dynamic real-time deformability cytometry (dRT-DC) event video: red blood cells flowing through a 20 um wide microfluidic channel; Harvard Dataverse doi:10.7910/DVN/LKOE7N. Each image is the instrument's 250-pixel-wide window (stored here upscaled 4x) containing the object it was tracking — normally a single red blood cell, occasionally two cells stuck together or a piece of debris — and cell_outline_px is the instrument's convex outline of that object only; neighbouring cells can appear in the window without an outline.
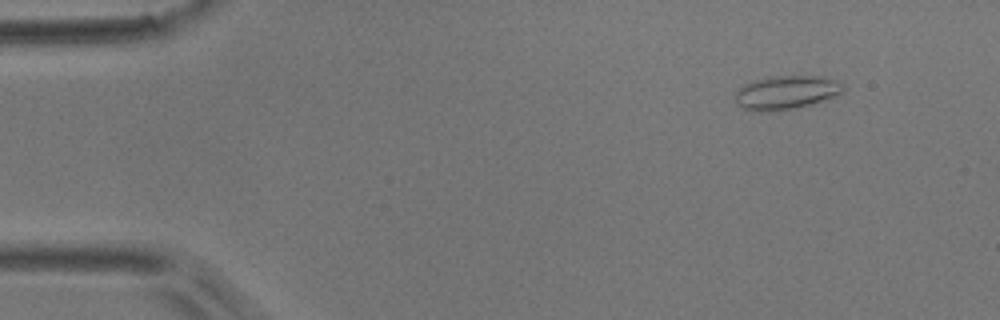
{"species": "common noctule bat (a hibernating species)", "species_latin": "Nyctalus noctula", "temperature_condition": "room temperature", "stored_images_in_passage": 4, "camera_frame_rate_fps": 3000, "um_per_image_px": 0.085, "animal": {"sex": "male", "body_mass_g": 17.9}, "frame": {"image": 1, "passage_image": 4, "time_ms": 3.667, "image_size_px": [1000, 320], "cell_outline_px": [[844, 88], [836, 96], [812, 104], [796, 108], [768, 112], [760, 112], [744, 108], [736, 104], [736, 92], [744, 84], [752, 80], [768, 76], [820, 76], [836, 80]], "centroid_in_image_um": [66.79, 7.86], "position_along_channel_um": 18.2, "area_um2": 21.21}}